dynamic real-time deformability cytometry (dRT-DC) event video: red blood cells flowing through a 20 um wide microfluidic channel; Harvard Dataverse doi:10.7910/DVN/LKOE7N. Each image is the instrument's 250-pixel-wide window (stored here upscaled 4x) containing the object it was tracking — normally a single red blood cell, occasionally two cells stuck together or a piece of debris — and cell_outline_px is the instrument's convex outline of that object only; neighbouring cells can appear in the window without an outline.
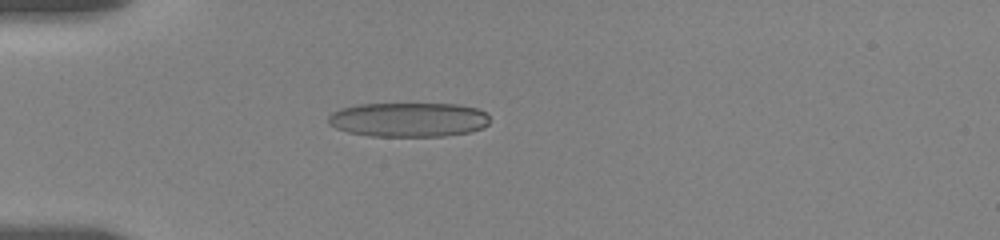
{"species": "human", "species_latin": "Homo sapiens", "temperature_condition": "room temperature", "stored_images_in_passage": 33, "camera_frame_rate_fps": 3000, "um_per_image_px": 0.085, "donor": {"sex": "female"}, "frame": {"image": 1, "passage_image": 30, "time_ms": 5.0, "image_size_px": [1000, 240], "cell_outline_px": [[488, 124], [484, 128], [472, 132], [444, 136], [372, 136], [348, 132], [336, 128], [328, 124], [328, 116], [332, 112], [340, 108], [356, 104], [460, 104], [476, 108], [484, 112], [488, 116]], "centroid_in_image_um": [34.72, 10.17], "position_along_channel_um": 50.3, "area_um2": 32.6}}